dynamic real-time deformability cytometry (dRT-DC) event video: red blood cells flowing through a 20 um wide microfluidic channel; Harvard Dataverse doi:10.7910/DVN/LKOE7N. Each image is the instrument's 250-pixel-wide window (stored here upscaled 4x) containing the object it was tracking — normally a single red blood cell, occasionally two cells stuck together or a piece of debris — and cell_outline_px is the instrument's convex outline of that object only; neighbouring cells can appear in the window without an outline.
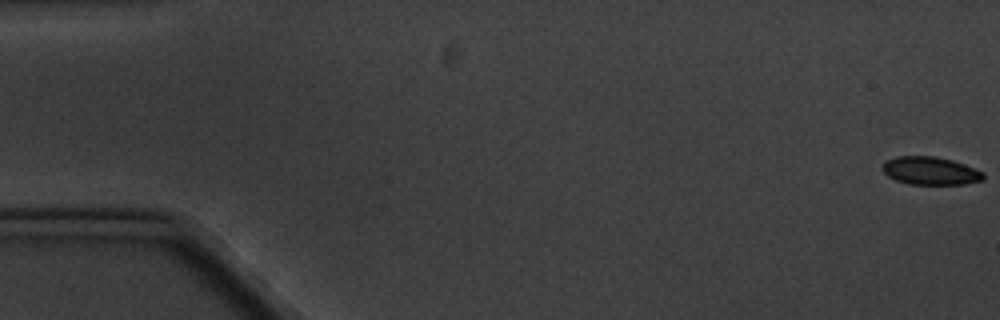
{"species": "common noctule bat (a hibernating species)", "species_latin": "Nyctalus noctula", "temperature_condition": "cold", "stored_images_in_passage": 5, "camera_frame_rate_fps": 3000, "um_per_image_px": 0.085, "animal": {"sex": "male", "body_mass_g": 20.1, "forearm_length_mm": 53.5}, "frame": {"image": 1, "passage_image": 1, "time_ms": 0.0, "image_size_px": [1000, 320], "cell_outline_px": [[984, 180], [964, 184], [908, 184], [896, 180], [888, 176], [880, 168], [888, 160], [896, 156], [936, 156], [952, 160], [964, 164], [984, 172]], "centroid_in_image_um": [79.09, 14.52], "position_along_channel_um": 5.9, "area_um2": 16.47}}
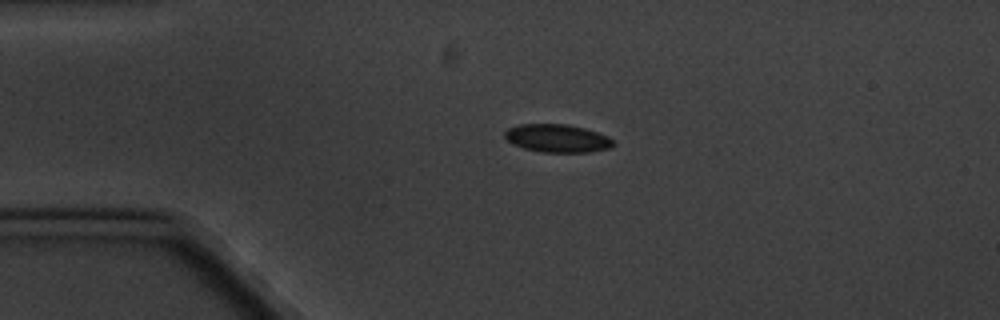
{"frame": {"image": 2, "passage_image": 5, "time_ms": 4.333, "image_size_px": [1000, 320], "cell_outline_px": [[616, 144], [608, 148], [588, 152], [540, 152], [524, 148], [512, 144], [504, 136], [504, 132], [508, 128], [520, 124], [568, 124], [584, 128], [608, 136], [616, 140]], "centroid_in_image_um": [47.38, 11.75], "position_along_channel_um": 37.6, "area_um2": 17.8}}